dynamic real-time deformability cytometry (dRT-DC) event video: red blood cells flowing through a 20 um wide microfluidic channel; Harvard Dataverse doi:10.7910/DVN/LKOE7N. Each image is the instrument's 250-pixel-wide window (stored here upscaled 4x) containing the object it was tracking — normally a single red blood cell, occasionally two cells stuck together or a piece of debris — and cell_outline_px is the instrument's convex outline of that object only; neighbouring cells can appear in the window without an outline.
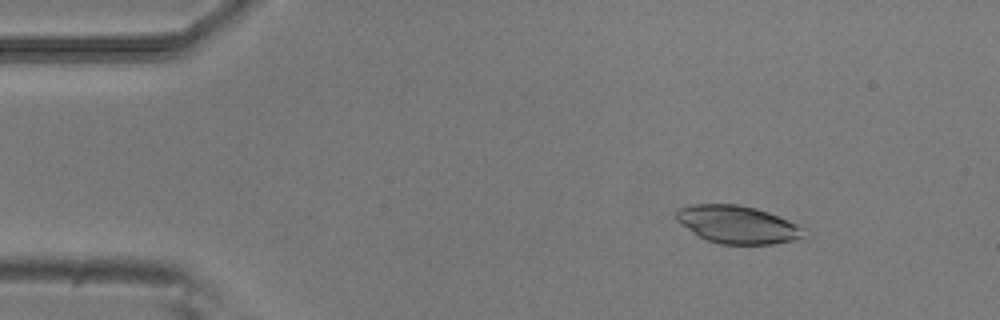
{"species": "common noctule bat (a hibernating species)", "species_latin": "Nyctalus noctula", "temperature_condition": "room temperature", "stored_images_in_passage": 52, "camera_frame_rate_fps": 3000, "um_per_image_px": 0.085, "animal": {"sex": "male", "body_mass_g": 20.5, "forearm_length_mm": 52.5}, "frame": {"image": 1, "passage_image": 7, "time_ms": 2.0, "image_size_px": [1000, 320], "cell_outline_px": [[804, 236], [796, 240], [772, 244], [720, 244], [708, 240], [700, 236], [680, 224], [676, 220], [676, 212], [680, 208], [692, 204], [736, 204], [756, 208], [768, 212], [788, 220], [796, 224], [800, 228]], "centroid_in_image_um": [62.66, 19.08], "position_along_channel_um": 22.3, "area_um2": 27.74}}
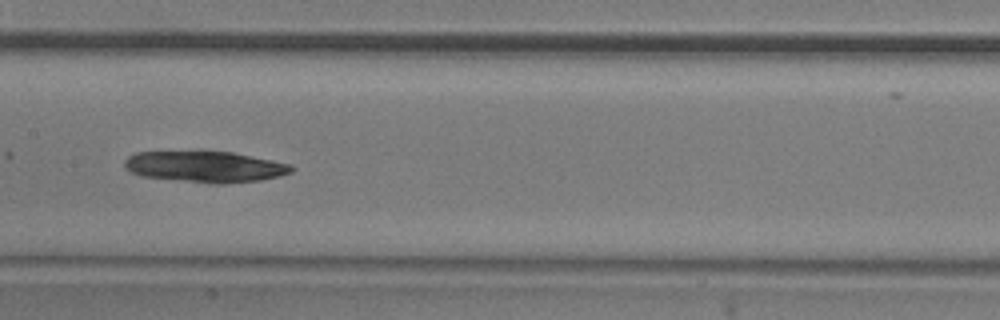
{"frame": {"image": 2, "passage_image": 26, "time_ms": 8.333, "image_size_px": [1000, 320], "cell_outline_px": [[292, 172], [280, 176], [260, 180], [224, 184], [212, 184], [140, 176], [124, 168], [124, 160], [128, 156], [136, 152], [232, 152], [272, 160], [288, 164], [292, 168]], "centroid_in_image_um": [17.4, 14.18], "position_along_channel_um": 190.0, "area_um2": 30.11}}
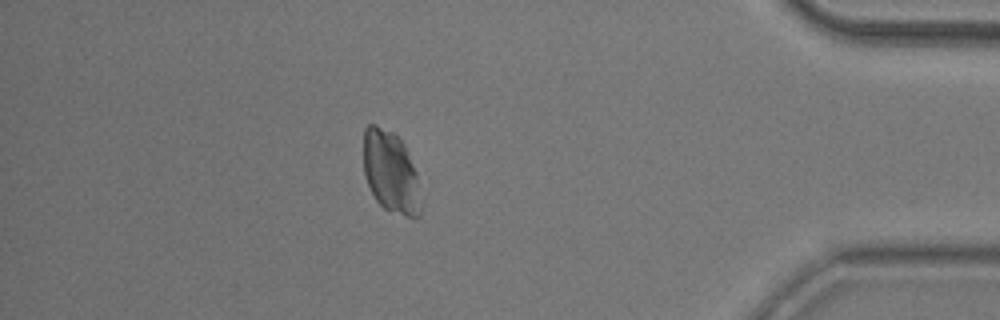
{"frame": {"image": 3, "passage_image": 46, "time_ms": 15.0, "image_size_px": [1000, 320], "cell_outline_px": [[420, 216], [408, 216], [384, 208], [376, 200], [364, 176], [364, 128], [368, 124], [372, 124], [392, 132], [404, 144], [416, 172], [420, 212]], "centroid_in_image_um": [33.17, 14.6], "position_along_channel_um": 402.0, "area_um2": 26.65}}